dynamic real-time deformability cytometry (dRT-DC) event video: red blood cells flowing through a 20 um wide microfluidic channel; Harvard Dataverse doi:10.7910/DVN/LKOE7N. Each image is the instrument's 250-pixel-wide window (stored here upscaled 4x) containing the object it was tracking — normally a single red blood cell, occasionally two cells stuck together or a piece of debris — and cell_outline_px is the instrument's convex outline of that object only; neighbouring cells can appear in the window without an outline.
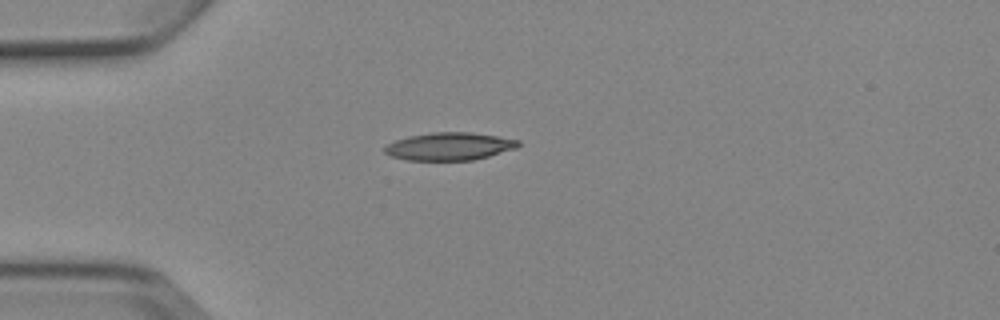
{"species": "Egyptian fruit bat (a non-hibernating species)", "species_latin": "Rousettus aegyptiacus", "temperature_condition": "cold", "stored_images_in_passage": 1, "camera_frame_rate_fps": 3000, "um_per_image_px": 0.085, "animal": {"sex": "female"}, "frame": {"image": 1, "passage_image": 1, "time_ms": 0.0, "image_size_px": [1000, 320], "cell_outline_px": [[520, 144], [516, 148], [488, 156], [472, 160], [408, 160], [392, 156], [384, 152], [384, 148], [388, 144], [396, 140], [408, 136], [432, 132], [472, 132], [520, 140]], "centroid_in_image_um": [38.2, 12.43], "position_along_channel_um": 46.8, "area_um2": 21.44}}